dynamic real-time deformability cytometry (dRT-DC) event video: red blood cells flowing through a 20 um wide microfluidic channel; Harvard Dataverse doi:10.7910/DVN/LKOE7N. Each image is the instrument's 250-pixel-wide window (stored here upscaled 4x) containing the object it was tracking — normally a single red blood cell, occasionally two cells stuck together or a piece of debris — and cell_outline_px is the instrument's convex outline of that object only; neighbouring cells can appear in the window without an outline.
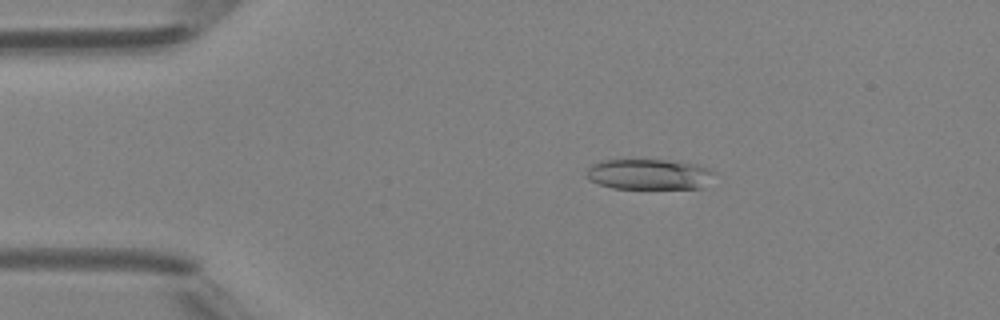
{"species": "Egyptian fruit bat (a non-hibernating species)", "species_latin": "Rousettus aegyptiacus", "temperature_condition": "room temperature", "stored_images_in_passage": 43, "camera_frame_rate_fps": 3000, "um_per_image_px": 0.085, "animal": {"sex": "female"}, "frame": {"image": 1, "passage_image": 4, "time_ms": 1.0, "image_size_px": [1000, 320], "cell_outline_px": [[716, 172], [704, 188], [612, 188], [588, 180], [584, 176], [588, 168], [592, 164], [600, 160], [668, 160], [696, 164], [708, 168]], "centroid_in_image_um": [55.15, 14.81], "position_along_channel_um": 29.8, "area_um2": 22.89}}
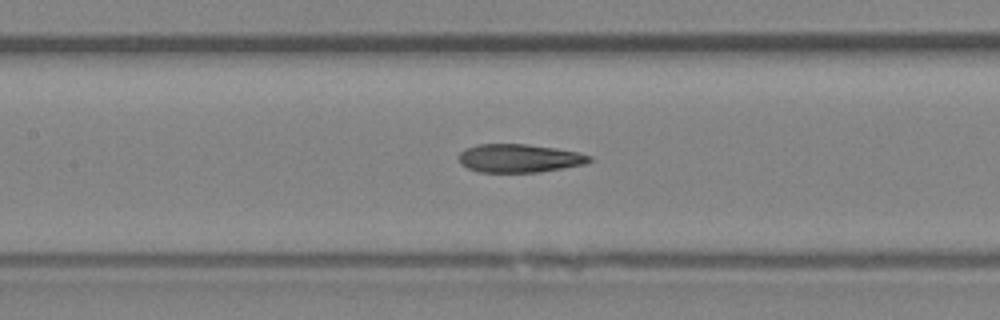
{"frame": {"image": 2, "passage_image": 17, "time_ms": 5.333, "image_size_px": [1000, 320], "cell_outline_px": [[592, 160], [584, 164], [540, 172], [480, 172], [468, 168], [460, 164], [460, 152], [464, 148], [480, 144], [528, 144], [556, 148], [576, 152], [592, 156]], "centroid_in_image_um": [44.13, 13.45], "position_along_channel_um": 163.3, "area_um2": 21.5}}
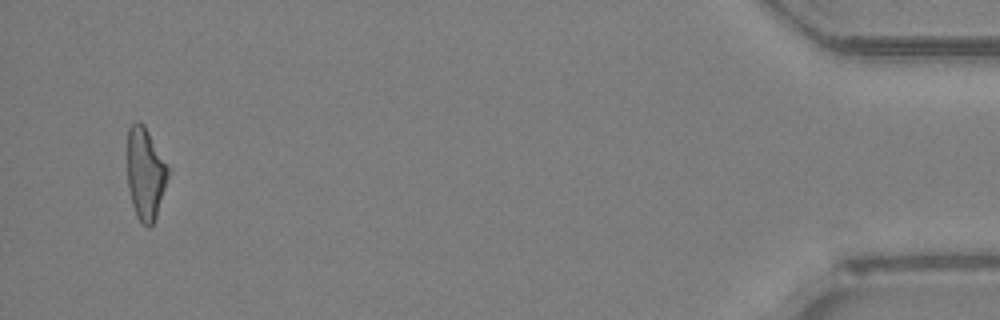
{"frame": {"image": 3, "passage_image": 41, "time_ms": 13.333, "image_size_px": [1000, 320], "cell_outline_px": [[172, 172], [156, 216], [152, 224], [148, 228], [136, 216], [132, 204], [128, 188], [128, 128], [136, 120], [140, 120], [144, 124], [172, 168]], "centroid_in_image_um": [12.42, 14.71], "position_along_channel_um": 422.8, "area_um2": 22.6}, "authors_computed_cell_mechanics": {"area_um2": 22.3686, "velocity_mm_per_s": 4.318, "shape_relaxation_time_tau1_ms": null, "shape_relaxation_time_tau2_ms": 2.4547, "deformation_change_tau1": null, "deformation_change_tau2": 0.1177}}